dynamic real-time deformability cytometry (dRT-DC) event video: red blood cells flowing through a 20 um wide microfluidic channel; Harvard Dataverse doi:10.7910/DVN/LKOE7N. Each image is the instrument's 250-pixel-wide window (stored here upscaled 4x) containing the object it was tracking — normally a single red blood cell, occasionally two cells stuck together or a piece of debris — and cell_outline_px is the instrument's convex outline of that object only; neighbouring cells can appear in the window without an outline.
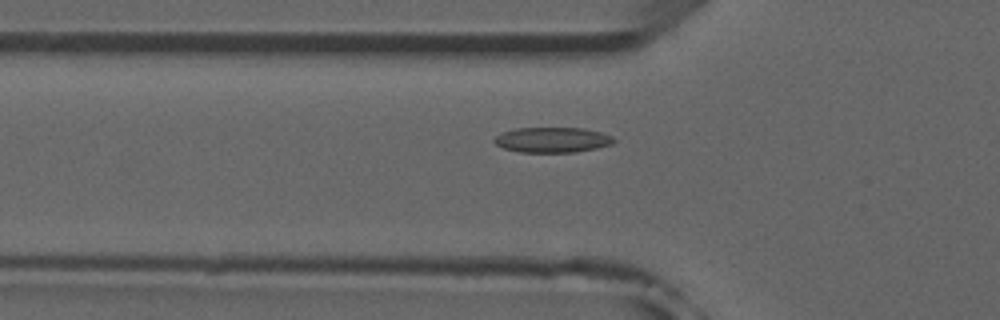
{"species": "common noctule bat (a hibernating species)", "species_latin": "Nyctalus noctula", "temperature_condition": "room temperature", "stored_images_in_passage": 50, "camera_frame_rate_fps": 3000, "um_per_image_px": 0.085, "animal": {"sex": "male", "forearm_length_mm": 52.5}, "frame": {"image": 1, "passage_image": 15, "time_ms": 4.667, "image_size_px": [1000, 320], "cell_outline_px": [[616, 140], [612, 144], [596, 148], [576, 152], [520, 152], [504, 148], [496, 144], [492, 140], [496, 136], [504, 132], [516, 128], [584, 128], [600, 132], [612, 136]], "centroid_in_image_um": [46.96, 11.89], "position_along_channel_um": 78.8, "area_um2": 17.51}, "authors_computed_cell_mechanics": {"area_um2": 16.762, "velocity_mm_per_s": 3.9081, "shape_relaxation_time_tau1_ms": 7.6309, "shape_relaxation_time_tau2_ms": null, "deformation_change_tau1": 0.1334, "deformation_change_tau2": null}}